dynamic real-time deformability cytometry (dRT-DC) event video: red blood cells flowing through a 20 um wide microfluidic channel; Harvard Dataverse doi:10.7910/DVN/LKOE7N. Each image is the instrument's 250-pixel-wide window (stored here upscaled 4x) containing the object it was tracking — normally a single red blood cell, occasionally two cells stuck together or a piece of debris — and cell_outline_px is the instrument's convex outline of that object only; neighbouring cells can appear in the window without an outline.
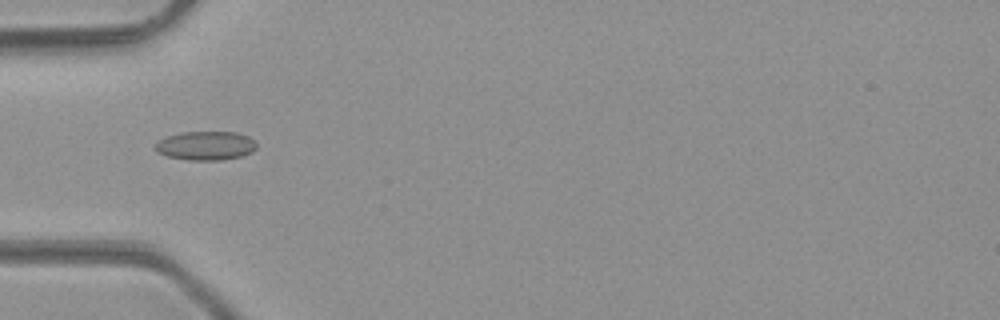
{"species": "common noctule bat (a hibernating species)", "species_latin": "Nyctalus noctula", "temperature_condition": "room temperature", "stored_images_in_passage": 40, "camera_frame_rate_fps": 3000, "um_per_image_px": 0.085, "animal": {"sex": "male", "body_mass_g": 23.1, "forearm_length_mm": 52.7}, "frame": {"image": 1, "passage_image": 8, "time_ms": 2.333, "image_size_px": [1000, 320], "cell_outline_px": [[256, 148], [252, 152], [240, 156], [220, 160], [188, 160], [168, 156], [156, 152], [152, 148], [160, 140], [168, 136], [180, 132], [236, 132], [248, 136], [256, 144]], "centroid_in_image_um": [17.46, 12.38], "position_along_channel_um": 67.5, "area_um2": 16.99}}
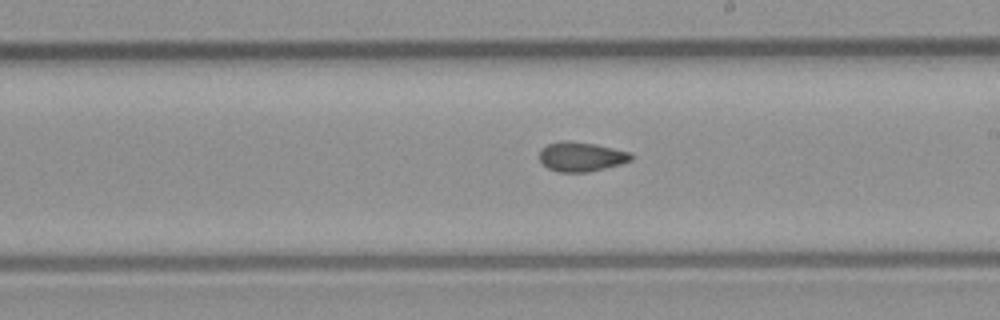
{"frame": {"image": 2, "passage_image": 20, "time_ms": 6.333, "image_size_px": [1000, 320], "cell_outline_px": [[632, 160], [620, 164], [588, 172], [556, 172], [548, 168], [540, 160], [540, 152], [548, 144], [568, 140], [592, 144], [632, 152]], "centroid_in_image_um": [49.42, 13.33], "position_along_channel_um": 239.6, "area_um2": 15.49}}
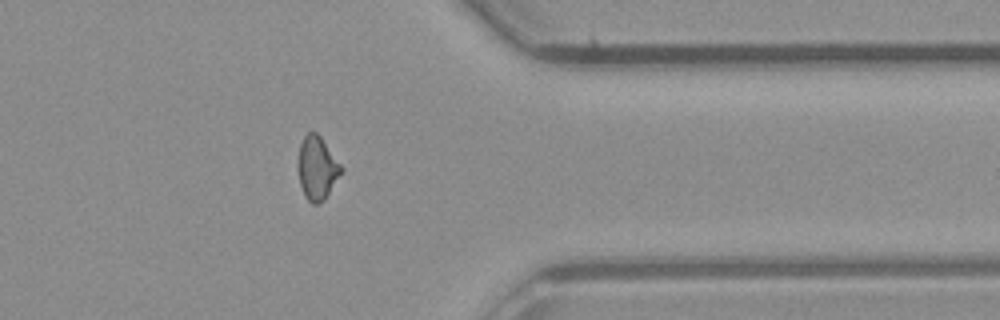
{"frame": {"image": 3, "passage_image": 31, "time_ms": 10.0, "image_size_px": [1000, 320], "cell_outline_px": [[344, 168], [324, 200], [316, 204], [312, 204], [304, 196], [300, 184], [296, 164], [300, 144], [304, 136], [308, 132], [316, 132], [320, 136]], "centroid_in_image_um": [26.92, 14.28], "position_along_channel_um": 384.5, "area_um2": 16.01}, "authors_computed_cell_mechanics": {"area_um2": 15.8661, "velocity_mm_per_s": 4.2755, "shape_relaxation_time_tau1_ms": null, "shape_relaxation_time_tau2_ms": 2.5337, "deformation_change_tau1": null, "deformation_change_tau2": 0.0657}}